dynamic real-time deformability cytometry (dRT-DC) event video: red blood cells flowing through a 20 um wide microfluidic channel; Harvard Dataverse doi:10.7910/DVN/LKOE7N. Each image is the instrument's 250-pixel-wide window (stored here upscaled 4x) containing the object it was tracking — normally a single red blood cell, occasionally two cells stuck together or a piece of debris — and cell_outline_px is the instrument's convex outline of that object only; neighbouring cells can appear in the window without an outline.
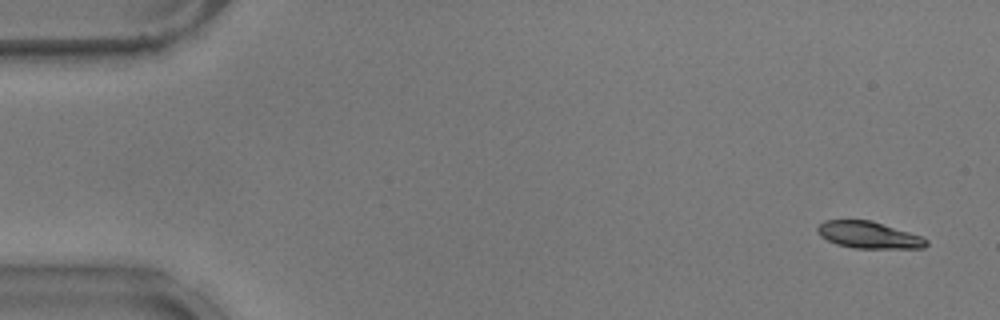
{"species": "common noctule bat (a hibernating species)", "species_latin": "Nyctalus noctula", "temperature_condition": "warm", "stored_images_in_passage": 15, "camera_frame_rate_fps": 3000, "um_per_image_px": 0.085, "animal": {"sex": "male", "body_mass_g": 17.9}, "frame": {"image": 1, "passage_image": 3, "time_ms": 0.667, "image_size_px": [1000, 320], "cell_outline_px": [[928, 244], [924, 248], [856, 248], [836, 244], [820, 236], [816, 232], [816, 228], [824, 220], [872, 220], [920, 236], [928, 240]], "centroid_in_image_um": [73.81, 19.97], "position_along_channel_um": 11.2, "area_um2": 16.94}}
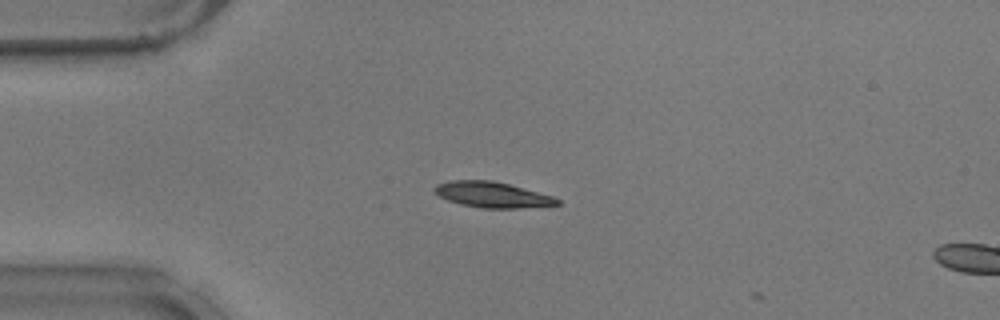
{"frame": {"image": 2, "passage_image": 14, "time_ms": 4.333, "image_size_px": [1000, 320], "cell_outline_px": [[560, 204], [516, 208], [480, 208], [460, 204], [448, 200], [432, 192], [432, 188], [436, 184], [452, 180], [492, 180], [508, 184], [552, 196], [560, 200]], "centroid_in_image_um": [41.77, 16.54], "position_along_channel_um": 43.2, "area_um2": 18.21}}